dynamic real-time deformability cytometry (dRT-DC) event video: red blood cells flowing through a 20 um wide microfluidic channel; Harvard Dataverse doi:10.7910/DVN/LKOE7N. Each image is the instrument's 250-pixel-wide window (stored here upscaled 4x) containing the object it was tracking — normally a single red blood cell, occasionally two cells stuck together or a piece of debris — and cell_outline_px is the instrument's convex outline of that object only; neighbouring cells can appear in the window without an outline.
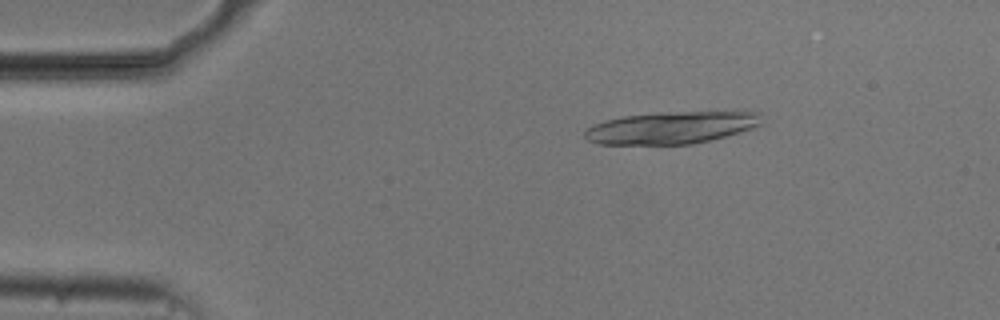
{"species": "common noctule bat (a hibernating species)", "species_latin": "Nyctalus noctula", "temperature_condition": "cold", "stored_images_in_passage": 17, "camera_frame_rate_fps": 3000, "um_per_image_px": 0.085, "animal": {"sex": "male", "body_mass_g": 20.5, "forearm_length_mm": 52.5}, "frame": {"image": 1, "passage_image": 8, "time_ms": 2.333, "image_size_px": [1000, 320], "cell_outline_px": [[760, 124], [752, 128], [740, 132], [692, 144], [600, 144], [588, 140], [584, 136], [584, 132], [588, 128], [604, 120], [624, 116], [656, 112], [740, 108], [760, 112]], "centroid_in_image_um": [57.2, 10.78], "position_along_channel_um": 27.8, "area_um2": 34.28}}